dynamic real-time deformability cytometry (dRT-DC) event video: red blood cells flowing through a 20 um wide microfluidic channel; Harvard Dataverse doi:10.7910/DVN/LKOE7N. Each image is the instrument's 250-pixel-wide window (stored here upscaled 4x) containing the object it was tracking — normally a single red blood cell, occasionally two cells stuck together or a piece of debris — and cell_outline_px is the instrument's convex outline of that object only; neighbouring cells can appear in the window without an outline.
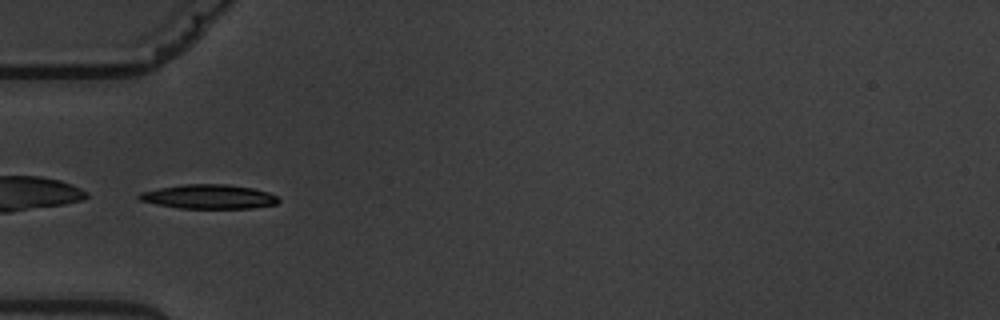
{"species": "common noctule bat (a hibernating species)", "species_latin": "Nyctalus noctula", "temperature_condition": "warm", "stored_images_in_passage": 7, "camera_frame_rate_fps": 3000, "um_per_image_px": 0.085, "animal": {"sex": "male", "body_mass_g": 19.5, "forearm_length_mm": 54.6}, "frame": {"image": 1, "passage_image": 6, "time_ms": 5.667, "image_size_px": [1000, 320], "cell_outline_px": [[280, 200], [276, 204], [252, 208], [180, 208], [156, 204], [140, 200], [136, 196], [140, 192], [160, 188], [184, 184], [224, 184], [252, 188], [268, 192], [276, 196]], "centroid_in_image_um": [17.74, 16.72], "position_along_channel_um": 67.3, "area_um2": 19.54}}
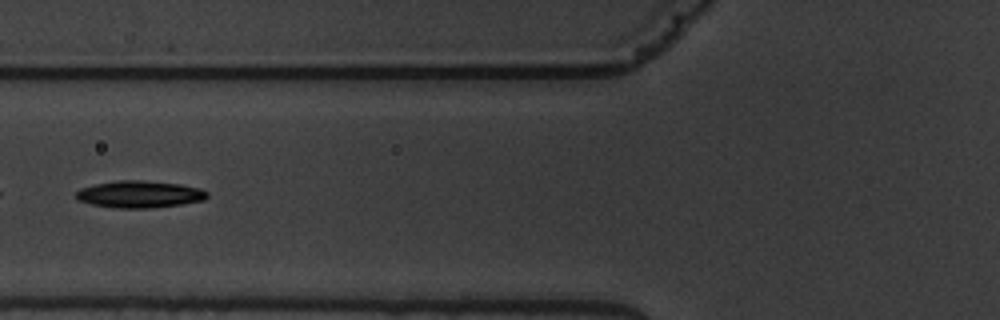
{"frame": {"image": 2, "passage_image": 7, "time_ms": 7.0, "image_size_px": [1000, 320], "cell_outline_px": [[208, 196], [204, 200], [180, 204], [152, 208], [112, 208], [92, 204], [76, 200], [76, 192], [80, 188], [96, 184], [116, 180], [140, 180], [180, 184], [200, 188], [208, 192]], "centroid_in_image_um": [11.84, 16.51], "position_along_channel_um": 114.0, "area_um2": 20.69}}